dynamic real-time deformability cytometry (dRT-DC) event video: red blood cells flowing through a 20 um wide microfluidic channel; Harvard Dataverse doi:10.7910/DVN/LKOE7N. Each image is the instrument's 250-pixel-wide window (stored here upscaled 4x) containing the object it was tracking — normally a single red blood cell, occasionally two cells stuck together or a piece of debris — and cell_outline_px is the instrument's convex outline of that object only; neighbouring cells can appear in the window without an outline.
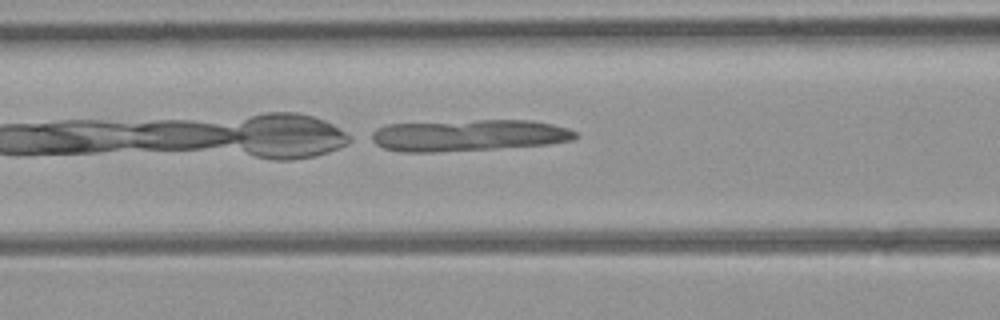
{"species": "common noctule bat (a hibernating species)", "species_latin": "Nyctalus noctula", "temperature_condition": "room temperature", "stored_images_in_passage": 30, "camera_frame_rate_fps": 3000, "um_per_image_px": 0.085, "animal": {"sex": "female", "body_mass_g": 21.9}, "frame": {"image": 1, "passage_image": 7, "time_ms": 2.0, "image_size_px": [1000, 320], "cell_outline_px": [[580, 136], [572, 140], [548, 144], [496, 148], [432, 152], [400, 152], [384, 148], [368, 140], [364, 136], [376, 128], [388, 124], [476, 120], [532, 120], [552, 124], [568, 128], [580, 132]], "centroid_in_image_um": [39.77, 11.5], "position_along_channel_um": 126.8, "area_um2": 37.97}}
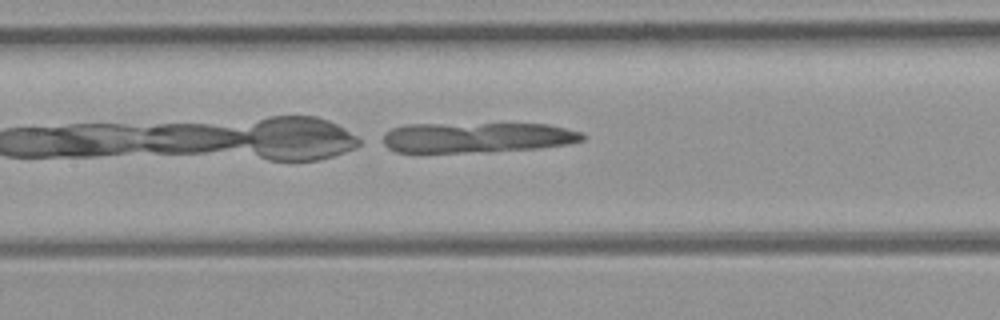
{"frame": {"image": 2, "passage_image": 10, "time_ms": 3.0, "image_size_px": [1000, 320], "cell_outline_px": [[584, 140], [568, 144], [540, 148], [492, 152], [396, 152], [388, 148], [384, 144], [384, 136], [392, 128], [408, 124], [548, 124], [584, 132]], "centroid_in_image_um": [40.61, 11.69], "position_along_channel_um": 166.8, "area_um2": 35.37}}
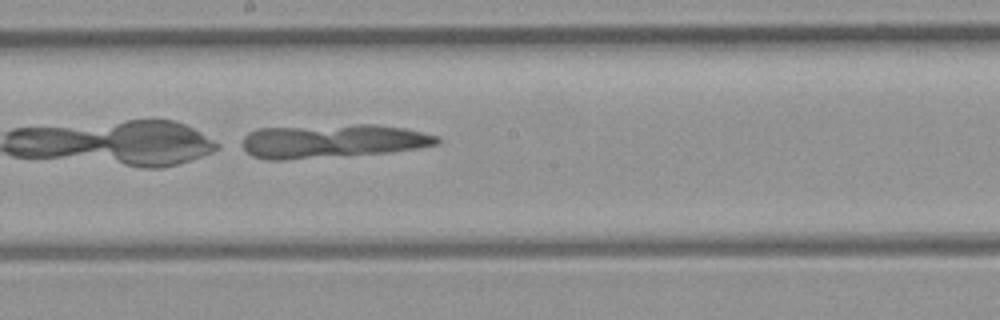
{"frame": {"image": 3, "passage_image": 14, "time_ms": 4.333, "image_size_px": [1000, 320], "cell_outline_px": [[440, 144], [392, 152], [284, 160], [268, 160], [252, 156], [244, 148], [244, 136], [248, 132], [260, 128], [356, 124], [376, 124], [404, 128], [440, 136]], "centroid_in_image_um": [28.29, 11.99], "position_along_channel_um": 219.9, "area_um2": 38.32}}